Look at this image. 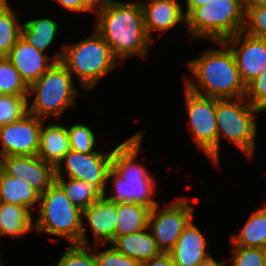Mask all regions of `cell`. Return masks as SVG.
I'll return each instance as SVG.
<instances>
[{"label":"cell","instance_id":"obj_20","mask_svg":"<svg viewBox=\"0 0 266 266\" xmlns=\"http://www.w3.org/2000/svg\"><path fill=\"white\" fill-rule=\"evenodd\" d=\"M110 244L123 255L138 260L140 263L162 253L149 227L136 233L118 236Z\"/></svg>","mask_w":266,"mask_h":266},{"label":"cell","instance_id":"obj_14","mask_svg":"<svg viewBox=\"0 0 266 266\" xmlns=\"http://www.w3.org/2000/svg\"><path fill=\"white\" fill-rule=\"evenodd\" d=\"M117 203L107 200L105 197L98 199L88 208L82 210V230L81 245H95L99 249V245L110 244L115 239V227L117 222ZM85 219L87 222H85ZM85 222V224H84ZM89 226L94 242H91L87 235Z\"/></svg>","mask_w":266,"mask_h":266},{"label":"cell","instance_id":"obj_12","mask_svg":"<svg viewBox=\"0 0 266 266\" xmlns=\"http://www.w3.org/2000/svg\"><path fill=\"white\" fill-rule=\"evenodd\" d=\"M43 121L27 113L18 121L0 126V158L38 155Z\"/></svg>","mask_w":266,"mask_h":266},{"label":"cell","instance_id":"obj_37","mask_svg":"<svg viewBox=\"0 0 266 266\" xmlns=\"http://www.w3.org/2000/svg\"><path fill=\"white\" fill-rule=\"evenodd\" d=\"M140 266H175L169 253H161L159 256L140 263Z\"/></svg>","mask_w":266,"mask_h":266},{"label":"cell","instance_id":"obj_42","mask_svg":"<svg viewBox=\"0 0 266 266\" xmlns=\"http://www.w3.org/2000/svg\"><path fill=\"white\" fill-rule=\"evenodd\" d=\"M9 4V0H0V7Z\"/></svg>","mask_w":266,"mask_h":266},{"label":"cell","instance_id":"obj_31","mask_svg":"<svg viewBox=\"0 0 266 266\" xmlns=\"http://www.w3.org/2000/svg\"><path fill=\"white\" fill-rule=\"evenodd\" d=\"M28 96L0 94V126L20 120L28 113Z\"/></svg>","mask_w":266,"mask_h":266},{"label":"cell","instance_id":"obj_22","mask_svg":"<svg viewBox=\"0 0 266 266\" xmlns=\"http://www.w3.org/2000/svg\"><path fill=\"white\" fill-rule=\"evenodd\" d=\"M39 199L40 194L24 180L8 176L0 169V202L26 207L33 213Z\"/></svg>","mask_w":266,"mask_h":266},{"label":"cell","instance_id":"obj_7","mask_svg":"<svg viewBox=\"0 0 266 266\" xmlns=\"http://www.w3.org/2000/svg\"><path fill=\"white\" fill-rule=\"evenodd\" d=\"M245 3L246 0H214L194 8L186 16L187 36L217 42L243 31Z\"/></svg>","mask_w":266,"mask_h":266},{"label":"cell","instance_id":"obj_8","mask_svg":"<svg viewBox=\"0 0 266 266\" xmlns=\"http://www.w3.org/2000/svg\"><path fill=\"white\" fill-rule=\"evenodd\" d=\"M37 209L35 232L66 239L68 244L81 245L82 210L69 201L56 182L40 195Z\"/></svg>","mask_w":266,"mask_h":266},{"label":"cell","instance_id":"obj_11","mask_svg":"<svg viewBox=\"0 0 266 266\" xmlns=\"http://www.w3.org/2000/svg\"><path fill=\"white\" fill-rule=\"evenodd\" d=\"M111 157L112 150L109 152L97 150L90 153L70 150L55 169V177H68L86 183L93 182L105 192L108 188L107 176L111 169Z\"/></svg>","mask_w":266,"mask_h":266},{"label":"cell","instance_id":"obj_26","mask_svg":"<svg viewBox=\"0 0 266 266\" xmlns=\"http://www.w3.org/2000/svg\"><path fill=\"white\" fill-rule=\"evenodd\" d=\"M55 182L65 192L69 201L81 210L104 197V191L93 182L86 183L68 177H55Z\"/></svg>","mask_w":266,"mask_h":266},{"label":"cell","instance_id":"obj_16","mask_svg":"<svg viewBox=\"0 0 266 266\" xmlns=\"http://www.w3.org/2000/svg\"><path fill=\"white\" fill-rule=\"evenodd\" d=\"M62 49L52 57L30 45L22 36L12 47L6 58L18 70L29 87L37 81L55 62L60 61ZM50 57V58H49ZM50 60V61H49Z\"/></svg>","mask_w":266,"mask_h":266},{"label":"cell","instance_id":"obj_40","mask_svg":"<svg viewBox=\"0 0 266 266\" xmlns=\"http://www.w3.org/2000/svg\"><path fill=\"white\" fill-rule=\"evenodd\" d=\"M110 0H86V2L95 10L99 7L104 6Z\"/></svg>","mask_w":266,"mask_h":266},{"label":"cell","instance_id":"obj_3","mask_svg":"<svg viewBox=\"0 0 266 266\" xmlns=\"http://www.w3.org/2000/svg\"><path fill=\"white\" fill-rule=\"evenodd\" d=\"M198 57L186 62L192 79L184 76V87L189 91L217 99H236L245 96L246 86L237 68L234 55L223 42H213Z\"/></svg>","mask_w":266,"mask_h":266},{"label":"cell","instance_id":"obj_18","mask_svg":"<svg viewBox=\"0 0 266 266\" xmlns=\"http://www.w3.org/2000/svg\"><path fill=\"white\" fill-rule=\"evenodd\" d=\"M208 239L192 220L168 252L175 266H198L211 253L207 251Z\"/></svg>","mask_w":266,"mask_h":266},{"label":"cell","instance_id":"obj_10","mask_svg":"<svg viewBox=\"0 0 266 266\" xmlns=\"http://www.w3.org/2000/svg\"><path fill=\"white\" fill-rule=\"evenodd\" d=\"M189 198L190 196H179L163 208L160 207L162 204L151 208L148 227L163 253H168L173 248L185 228L194 220L195 207L190 205Z\"/></svg>","mask_w":266,"mask_h":266},{"label":"cell","instance_id":"obj_36","mask_svg":"<svg viewBox=\"0 0 266 266\" xmlns=\"http://www.w3.org/2000/svg\"><path fill=\"white\" fill-rule=\"evenodd\" d=\"M58 5L62 6L67 10V12H77V14L81 12H90L94 13V9L86 2V0H54Z\"/></svg>","mask_w":266,"mask_h":266},{"label":"cell","instance_id":"obj_24","mask_svg":"<svg viewBox=\"0 0 266 266\" xmlns=\"http://www.w3.org/2000/svg\"><path fill=\"white\" fill-rule=\"evenodd\" d=\"M59 28L58 22L52 18H31L22 25V37L36 49L47 53L46 50L55 43Z\"/></svg>","mask_w":266,"mask_h":266},{"label":"cell","instance_id":"obj_1","mask_svg":"<svg viewBox=\"0 0 266 266\" xmlns=\"http://www.w3.org/2000/svg\"><path fill=\"white\" fill-rule=\"evenodd\" d=\"M96 32L108 43L114 57L123 65L132 56L141 60L149 56L152 41L144 26L139 0H110L94 10Z\"/></svg>","mask_w":266,"mask_h":266},{"label":"cell","instance_id":"obj_4","mask_svg":"<svg viewBox=\"0 0 266 266\" xmlns=\"http://www.w3.org/2000/svg\"><path fill=\"white\" fill-rule=\"evenodd\" d=\"M92 31L90 36L78 40V43L61 45L63 51L60 62L80 81L86 95L97 87L102 78L121 65L108 43L95 29Z\"/></svg>","mask_w":266,"mask_h":266},{"label":"cell","instance_id":"obj_6","mask_svg":"<svg viewBox=\"0 0 266 266\" xmlns=\"http://www.w3.org/2000/svg\"><path fill=\"white\" fill-rule=\"evenodd\" d=\"M263 112L253 107L245 97L217 99L215 119L217 125V165L220 161L222 138L240 149L248 159H253L257 146V116ZM256 143V144H255Z\"/></svg>","mask_w":266,"mask_h":266},{"label":"cell","instance_id":"obj_44","mask_svg":"<svg viewBox=\"0 0 266 266\" xmlns=\"http://www.w3.org/2000/svg\"><path fill=\"white\" fill-rule=\"evenodd\" d=\"M0 258H1V253H0ZM0 266H3L1 259H0Z\"/></svg>","mask_w":266,"mask_h":266},{"label":"cell","instance_id":"obj_15","mask_svg":"<svg viewBox=\"0 0 266 266\" xmlns=\"http://www.w3.org/2000/svg\"><path fill=\"white\" fill-rule=\"evenodd\" d=\"M0 169L8 176L24 180L40 195L55 182V168L38 155L2 157Z\"/></svg>","mask_w":266,"mask_h":266},{"label":"cell","instance_id":"obj_2","mask_svg":"<svg viewBox=\"0 0 266 266\" xmlns=\"http://www.w3.org/2000/svg\"><path fill=\"white\" fill-rule=\"evenodd\" d=\"M145 131L139 130L112 149L110 181L111 192L107 189L104 197L114 203H139L153 208L159 201L156 195V179L151 171L137 160L142 147ZM137 160V161H136Z\"/></svg>","mask_w":266,"mask_h":266},{"label":"cell","instance_id":"obj_5","mask_svg":"<svg viewBox=\"0 0 266 266\" xmlns=\"http://www.w3.org/2000/svg\"><path fill=\"white\" fill-rule=\"evenodd\" d=\"M68 69L60 62H55L37 81L28 87V113L38 118H62L65 110L75 106L76 98L84 96ZM31 101V102H30Z\"/></svg>","mask_w":266,"mask_h":266},{"label":"cell","instance_id":"obj_43","mask_svg":"<svg viewBox=\"0 0 266 266\" xmlns=\"http://www.w3.org/2000/svg\"><path fill=\"white\" fill-rule=\"evenodd\" d=\"M264 266H266V248L264 249Z\"/></svg>","mask_w":266,"mask_h":266},{"label":"cell","instance_id":"obj_17","mask_svg":"<svg viewBox=\"0 0 266 266\" xmlns=\"http://www.w3.org/2000/svg\"><path fill=\"white\" fill-rule=\"evenodd\" d=\"M143 10L144 26L153 41L154 32L160 35L182 24L186 26L183 5L178 0H145L140 2Z\"/></svg>","mask_w":266,"mask_h":266},{"label":"cell","instance_id":"obj_35","mask_svg":"<svg viewBox=\"0 0 266 266\" xmlns=\"http://www.w3.org/2000/svg\"><path fill=\"white\" fill-rule=\"evenodd\" d=\"M108 249L94 251L98 266H140V262L117 251L111 244Z\"/></svg>","mask_w":266,"mask_h":266},{"label":"cell","instance_id":"obj_29","mask_svg":"<svg viewBox=\"0 0 266 266\" xmlns=\"http://www.w3.org/2000/svg\"><path fill=\"white\" fill-rule=\"evenodd\" d=\"M70 142V150L80 153L96 152V135L90 126L84 123H73L67 126Z\"/></svg>","mask_w":266,"mask_h":266},{"label":"cell","instance_id":"obj_13","mask_svg":"<svg viewBox=\"0 0 266 266\" xmlns=\"http://www.w3.org/2000/svg\"><path fill=\"white\" fill-rule=\"evenodd\" d=\"M232 51L245 86L266 66V40L240 31L223 41Z\"/></svg>","mask_w":266,"mask_h":266},{"label":"cell","instance_id":"obj_33","mask_svg":"<svg viewBox=\"0 0 266 266\" xmlns=\"http://www.w3.org/2000/svg\"><path fill=\"white\" fill-rule=\"evenodd\" d=\"M246 100L253 106L266 112V66L262 72L246 85Z\"/></svg>","mask_w":266,"mask_h":266},{"label":"cell","instance_id":"obj_34","mask_svg":"<svg viewBox=\"0 0 266 266\" xmlns=\"http://www.w3.org/2000/svg\"><path fill=\"white\" fill-rule=\"evenodd\" d=\"M230 266H264V249L233 246Z\"/></svg>","mask_w":266,"mask_h":266},{"label":"cell","instance_id":"obj_9","mask_svg":"<svg viewBox=\"0 0 266 266\" xmlns=\"http://www.w3.org/2000/svg\"><path fill=\"white\" fill-rule=\"evenodd\" d=\"M187 125L191 141L217 165L216 98L201 96L184 87Z\"/></svg>","mask_w":266,"mask_h":266},{"label":"cell","instance_id":"obj_21","mask_svg":"<svg viewBox=\"0 0 266 266\" xmlns=\"http://www.w3.org/2000/svg\"><path fill=\"white\" fill-rule=\"evenodd\" d=\"M33 213L17 204L0 202V238H19L34 231Z\"/></svg>","mask_w":266,"mask_h":266},{"label":"cell","instance_id":"obj_39","mask_svg":"<svg viewBox=\"0 0 266 266\" xmlns=\"http://www.w3.org/2000/svg\"><path fill=\"white\" fill-rule=\"evenodd\" d=\"M227 263H229L227 259L224 258L222 261H217V259L210 254L202 262H200L198 266H226Z\"/></svg>","mask_w":266,"mask_h":266},{"label":"cell","instance_id":"obj_28","mask_svg":"<svg viewBox=\"0 0 266 266\" xmlns=\"http://www.w3.org/2000/svg\"><path fill=\"white\" fill-rule=\"evenodd\" d=\"M0 94L28 96V86L6 57H0Z\"/></svg>","mask_w":266,"mask_h":266},{"label":"cell","instance_id":"obj_38","mask_svg":"<svg viewBox=\"0 0 266 266\" xmlns=\"http://www.w3.org/2000/svg\"><path fill=\"white\" fill-rule=\"evenodd\" d=\"M185 1L186 2L185 6L183 7V11L185 16H187L194 8L213 2L214 0H185Z\"/></svg>","mask_w":266,"mask_h":266},{"label":"cell","instance_id":"obj_30","mask_svg":"<svg viewBox=\"0 0 266 266\" xmlns=\"http://www.w3.org/2000/svg\"><path fill=\"white\" fill-rule=\"evenodd\" d=\"M93 247L95 245L69 244L53 266H98Z\"/></svg>","mask_w":266,"mask_h":266},{"label":"cell","instance_id":"obj_27","mask_svg":"<svg viewBox=\"0 0 266 266\" xmlns=\"http://www.w3.org/2000/svg\"><path fill=\"white\" fill-rule=\"evenodd\" d=\"M10 3L0 7V57H6L22 36V23Z\"/></svg>","mask_w":266,"mask_h":266},{"label":"cell","instance_id":"obj_23","mask_svg":"<svg viewBox=\"0 0 266 266\" xmlns=\"http://www.w3.org/2000/svg\"><path fill=\"white\" fill-rule=\"evenodd\" d=\"M232 246L266 248V203L254 211L239 233L230 236Z\"/></svg>","mask_w":266,"mask_h":266},{"label":"cell","instance_id":"obj_41","mask_svg":"<svg viewBox=\"0 0 266 266\" xmlns=\"http://www.w3.org/2000/svg\"><path fill=\"white\" fill-rule=\"evenodd\" d=\"M258 7L266 9V0H252Z\"/></svg>","mask_w":266,"mask_h":266},{"label":"cell","instance_id":"obj_32","mask_svg":"<svg viewBox=\"0 0 266 266\" xmlns=\"http://www.w3.org/2000/svg\"><path fill=\"white\" fill-rule=\"evenodd\" d=\"M243 31L251 36L266 40V9L258 7L252 0L245 3Z\"/></svg>","mask_w":266,"mask_h":266},{"label":"cell","instance_id":"obj_25","mask_svg":"<svg viewBox=\"0 0 266 266\" xmlns=\"http://www.w3.org/2000/svg\"><path fill=\"white\" fill-rule=\"evenodd\" d=\"M150 211L139 203H117L115 238L148 228Z\"/></svg>","mask_w":266,"mask_h":266},{"label":"cell","instance_id":"obj_19","mask_svg":"<svg viewBox=\"0 0 266 266\" xmlns=\"http://www.w3.org/2000/svg\"><path fill=\"white\" fill-rule=\"evenodd\" d=\"M40 132L38 156L55 169L63 161L65 155L70 151V142L67 126L57 123L45 125Z\"/></svg>","mask_w":266,"mask_h":266}]
</instances>
